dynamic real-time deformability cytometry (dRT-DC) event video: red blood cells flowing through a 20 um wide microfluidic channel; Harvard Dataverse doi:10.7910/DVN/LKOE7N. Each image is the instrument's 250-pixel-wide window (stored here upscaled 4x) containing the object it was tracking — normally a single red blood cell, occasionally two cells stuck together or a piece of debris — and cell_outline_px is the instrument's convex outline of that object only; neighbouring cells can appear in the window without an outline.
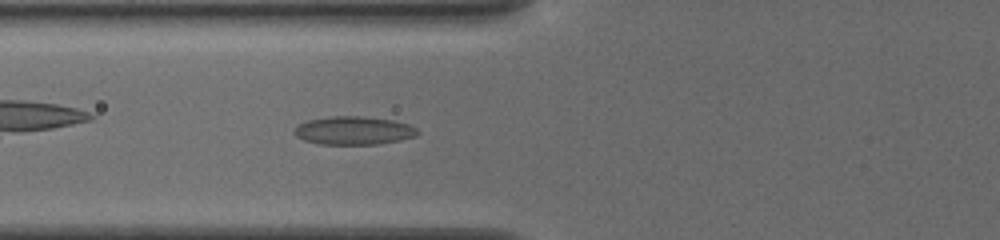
{"species": "common noctule bat (a hibernating species)", "species_latin": "Nyctalus noctula", "temperature_condition": "cold", "stored_images_in_passage": 38, "camera_frame_rate_fps": 3000, "um_per_image_px": 0.085, "animal": {"sex": "female", "body_mass_g": 19.5, "forearm_length_mm": 54.1}, "frame": {"image": 1, "passage_image": 6, "time_ms": 1.667, "image_size_px": [1000, 240], "cell_outline_px": [[420, 132], [416, 136], [400, 140], [380, 144], [320, 144], [304, 140], [296, 136], [292, 132], [300, 124], [308, 120], [332, 116], [360, 116], [392, 120], [408, 124], [416, 128]], "centroid_in_image_um": [30.08, 11.1], "position_along_channel_um": 95.7, "area_um2": 20.23}}
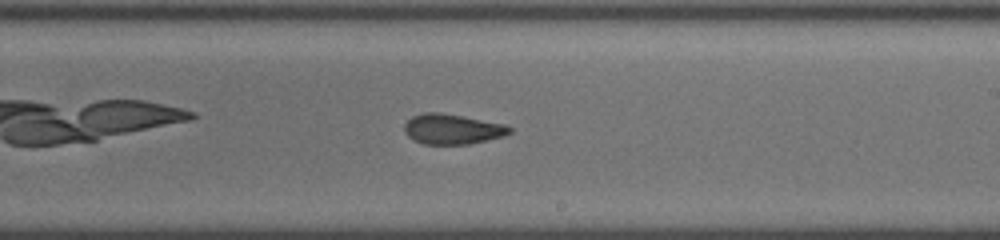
{"frame": {"image": 2, "passage_image": 18, "time_ms": 5.667, "image_size_px": [1000, 240], "cell_outline_px": [[512, 132], [504, 136], [468, 144], [424, 144], [412, 140], [404, 132], [404, 124], [412, 116], [424, 112], [440, 112], [504, 124], [512, 128]], "centroid_in_image_um": [38.42, 10.97], "position_along_channel_um": 250.6, "area_um2": 18.5}}
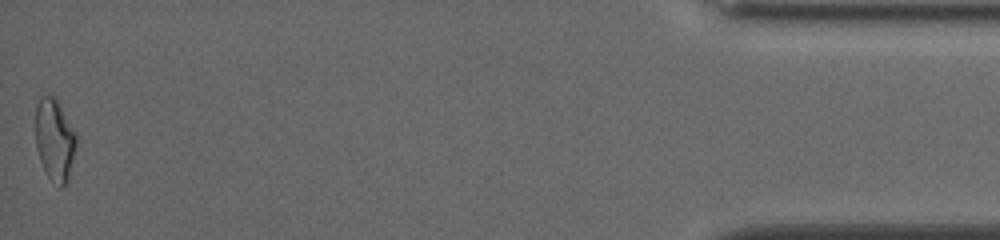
{"frame": {"image": 3, "passage_image": 38, "time_ms": 12.333, "image_size_px": [1000, 240], "cell_outline_px": [[76, 144], [68, 176], [64, 184], [60, 188], [48, 176], [40, 160], [36, 148], [36, 104], [40, 96], [56, 96], [76, 136]], "centroid_in_image_um": [4.62, 11.83], "position_along_channel_um": 430.6, "area_um2": 19.02}, "authors_computed_cell_mechanics": {"area_um2": 18.7561, "velocity_mm_per_s": 3.8666, "shape_relaxation_time_tau1_ms": null, "shape_relaxation_time_tau2_ms": 1.9747, "deformation_change_tau1": null, "deformation_change_tau2": 0.0807}}